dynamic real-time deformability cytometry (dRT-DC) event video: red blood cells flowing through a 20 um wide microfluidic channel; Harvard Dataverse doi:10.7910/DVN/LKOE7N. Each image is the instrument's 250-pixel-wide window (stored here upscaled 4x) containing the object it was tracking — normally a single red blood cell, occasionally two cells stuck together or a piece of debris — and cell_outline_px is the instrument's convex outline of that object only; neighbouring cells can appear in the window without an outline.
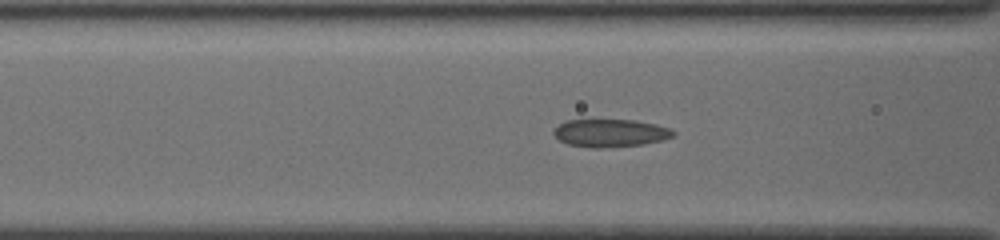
{"species": "common noctule bat (a hibernating species)", "species_latin": "Nyctalus noctula", "temperature_condition": "cold", "stored_images_in_passage": 50, "camera_frame_rate_fps": 3000, "um_per_image_px": 0.085, "animal": {"sex": "female", "body_mass_g": 19.5, "forearm_length_mm": 54.1}, "frame": {"image": 1, "passage_image": 25, "time_ms": 8.0, "image_size_px": [1000, 240], "cell_outline_px": [[676, 132], [672, 136], [660, 140], [644, 144], [600, 148], [592, 148], [568, 144], [560, 140], [552, 132], [564, 120], [636, 120], [656, 124], [668, 128]], "centroid_in_image_um": [51.86, 11.3], "position_along_channel_um": 114.7, "area_um2": 19.19}}
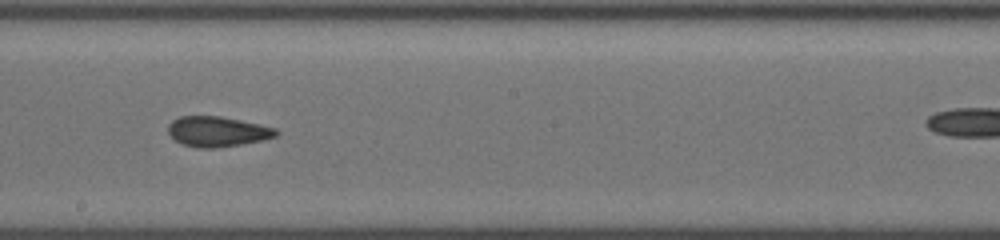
{"frame": {"image": 2, "passage_image": 34, "time_ms": 11.0, "image_size_px": [1000, 240], "cell_outline_px": [[280, 132], [276, 136], [264, 140], [216, 148], [196, 148], [180, 144], [168, 132], [168, 124], [172, 120], [180, 116], [220, 116], [260, 124], [276, 128]], "centroid_in_image_um": [18.48, 11.18], "position_along_channel_um": 229.7, "area_um2": 19.13}}
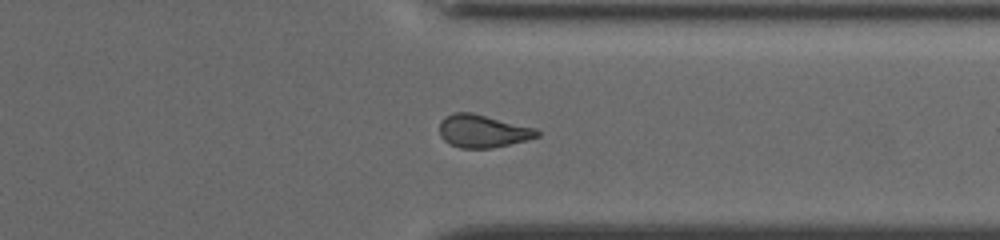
{"frame": {"image": 3, "passage_image": 45, "time_ms": 14.667, "image_size_px": [1000, 240], "cell_outline_px": [[540, 136], [528, 140], [492, 148], [460, 148], [444, 140], [440, 136], [440, 124], [444, 116], [456, 112], [472, 112], [536, 128], [540, 132]], "centroid_in_image_um": [41.06, 11.14], "position_along_channel_um": 370.3, "area_um2": 18.73}}